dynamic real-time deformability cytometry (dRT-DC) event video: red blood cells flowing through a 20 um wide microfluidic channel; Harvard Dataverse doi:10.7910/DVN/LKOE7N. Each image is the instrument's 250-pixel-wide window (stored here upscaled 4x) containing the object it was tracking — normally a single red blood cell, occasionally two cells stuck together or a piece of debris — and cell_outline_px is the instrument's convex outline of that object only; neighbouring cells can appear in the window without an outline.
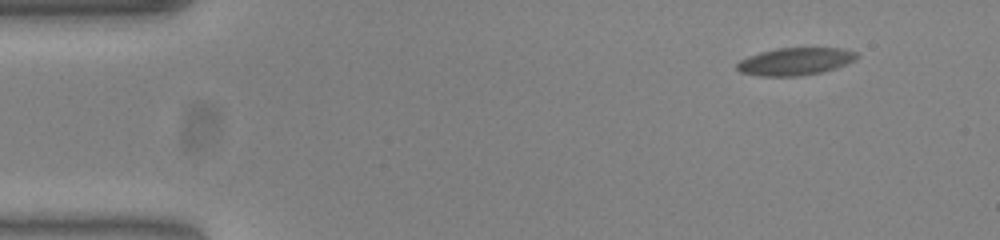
{"species": "common noctule bat (a hibernating species)", "species_latin": "Nyctalus noctula", "temperature_condition": "warm", "stored_images_in_passage": 50, "camera_frame_rate_fps": 3000, "um_per_image_px": 0.085, "animal": {"sex": "female", "body_mass_g": 23.0, "forearm_length_mm": 53.4}, "frame": {"image": 1, "passage_image": 1, "time_ms": 0.0, "image_size_px": [1000, 240], "cell_outline_px": [[860, 56], [856, 60], [836, 68], [820, 72], [796, 76], [760, 76], [740, 72], [736, 68], [736, 64], [740, 60], [748, 56], [760, 52], [780, 48], [840, 48], [856, 52]], "centroid_in_image_um": [67.6, 5.22], "position_along_channel_um": 17.4, "area_um2": 19.13}}
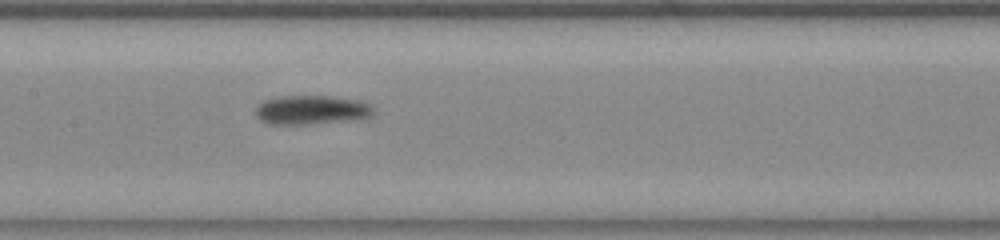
{"frame": {"image": 2, "passage_image": 22, "time_ms": 7.0, "image_size_px": [1000, 240], "cell_outline_px": [[376, 112], [372, 116], [364, 120], [308, 124], [268, 124], [260, 120], [256, 116], [256, 104], [264, 100], [280, 96], [332, 96], [360, 100], [372, 104], [376, 108]], "centroid_in_image_um": [26.58, 9.35], "position_along_channel_um": 180.8, "area_um2": 20.75}}
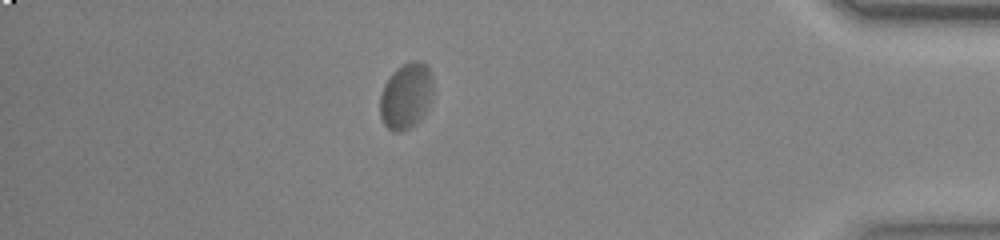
{"frame": {"image": 3, "passage_image": 43, "time_ms": 14.0, "image_size_px": [1000, 240], "cell_outline_px": [[432, 100], [428, 108], [416, 124], [400, 132], [392, 132], [384, 124], [380, 116], [380, 96], [384, 84], [392, 72], [396, 68], [412, 60], [420, 60], [428, 68], [432, 76]], "centroid_in_image_um": [34.51, 8.16], "position_along_channel_um": 400.7, "area_um2": 20.58}, "authors_computed_cell_mechanics": {"area_um2": 19.7387, "velocity_mm_per_s": 3.7558, "shape_relaxation_time_tau1_ms": 6.9366, "shape_relaxation_time_tau2_ms": 2.0236, "deformation_change_tau1": 0.1635, "deformation_change_tau2": 0.033}}